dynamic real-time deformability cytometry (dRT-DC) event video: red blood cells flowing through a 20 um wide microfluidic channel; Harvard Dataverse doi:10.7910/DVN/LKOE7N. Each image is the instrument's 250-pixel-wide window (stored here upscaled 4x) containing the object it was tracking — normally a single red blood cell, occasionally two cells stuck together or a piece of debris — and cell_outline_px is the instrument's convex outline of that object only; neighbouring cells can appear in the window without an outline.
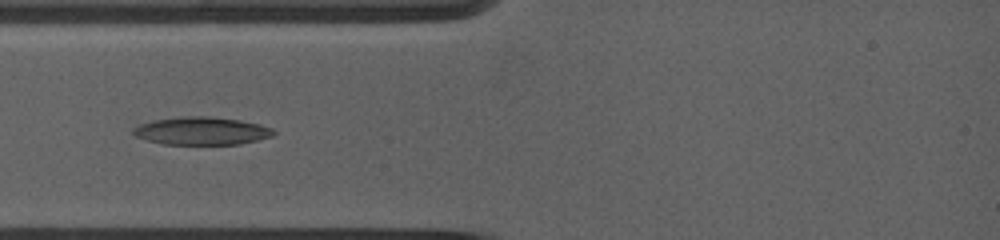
{"species": "common noctule bat (a hibernating species)", "species_latin": "Nyctalus noctula", "temperature_condition": "warm", "stored_images_in_passage": 37, "camera_frame_rate_fps": 5000, "um_per_image_px": 0.085, "animal": {"sex": "female", "body_mass_g": 19.0, "forearm_length_mm": 53.3}, "frame": {"image": 1, "passage_image": 6, "time_ms": 2.4, "image_size_px": [1000, 240], "cell_outline_px": [[276, 132], [272, 136], [240, 144], [164, 144], [148, 140], [136, 136], [132, 132], [132, 128], [140, 124], [152, 120], [176, 116], [208, 116], [240, 120], [260, 124], [272, 128]], "centroid_in_image_um": [17.12, 11.11], "position_along_channel_um": 67.9, "area_um2": 22.83}}
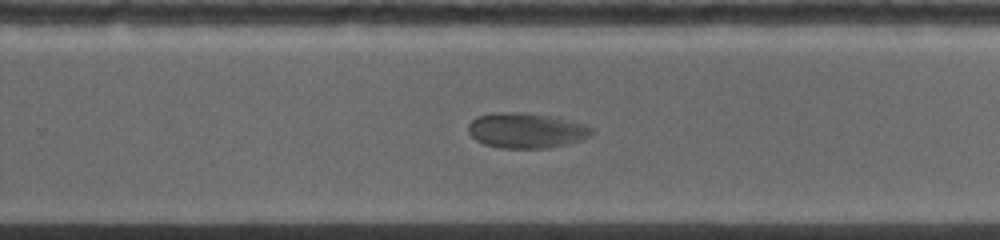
{"frame": {"image": 2, "passage_image": 18, "time_ms": 8.2, "image_size_px": [1000, 240], "cell_outline_px": [[592, 132], [588, 136], [580, 140], [548, 148], [500, 148], [484, 144], [476, 140], [468, 132], [468, 124], [476, 116], [492, 112], [520, 112], [548, 116], [584, 124], [592, 128]], "centroid_in_image_um": [44.65, 11.09], "position_along_channel_um": 285.1, "area_um2": 25.09}}
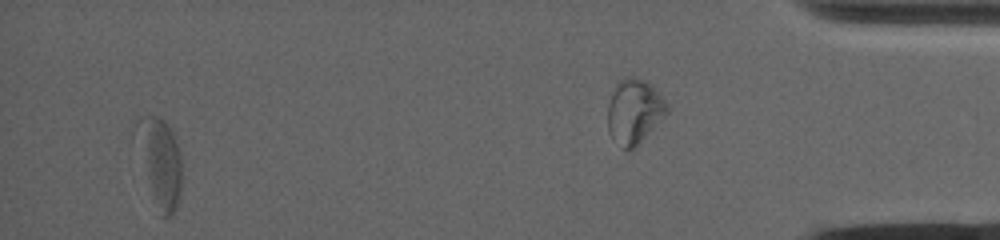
{"frame": {"image": 3, "passage_image": 33, "time_ms": 15.0, "image_size_px": [1000, 240], "cell_outline_px": [[180, 192], [176, 208], [164, 220], [136, 124], [144, 116], [156, 116], [164, 120], [172, 132], [176, 144], [180, 160]], "centroid_in_image_um": [13.74, 13.68], "position_along_channel_um": 421.5, "area_um2": 19.65}}